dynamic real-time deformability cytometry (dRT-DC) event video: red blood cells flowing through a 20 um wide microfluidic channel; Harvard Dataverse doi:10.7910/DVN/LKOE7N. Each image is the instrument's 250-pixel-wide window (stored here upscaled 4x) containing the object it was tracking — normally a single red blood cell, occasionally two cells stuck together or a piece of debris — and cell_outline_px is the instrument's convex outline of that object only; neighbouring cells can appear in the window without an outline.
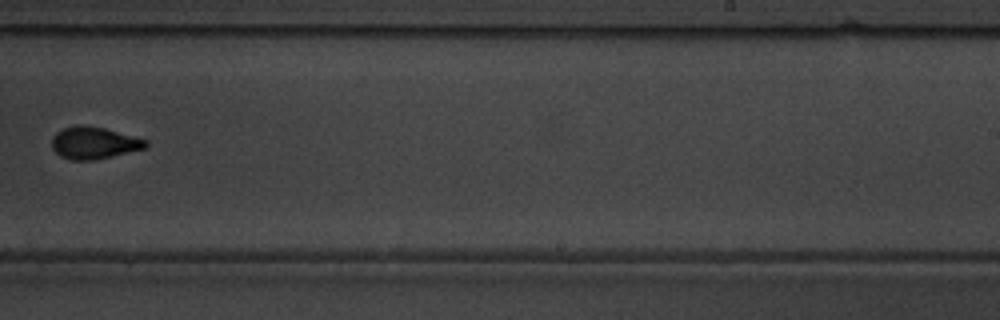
{"species": "common noctule bat (a hibernating species)", "species_latin": "Nyctalus noctula", "temperature_condition": "warm", "stored_images_in_passage": 11, "camera_frame_rate_fps": 3000, "um_per_image_px": 0.085, "animal": {"sex": "male", "body_mass_g": 19.5, "forearm_length_mm": 54.6}, "frame": {"image": 1, "passage_image": 10, "time_ms": 11.333, "image_size_px": [1000, 320], "cell_outline_px": [[148, 144], [144, 148], [96, 160], [72, 160], [60, 156], [52, 148], [52, 136], [56, 132], [64, 128], [80, 124], [104, 128], [148, 140]], "centroid_in_image_um": [7.96, 12.14], "position_along_channel_um": 281.0, "area_um2": 17.46}}